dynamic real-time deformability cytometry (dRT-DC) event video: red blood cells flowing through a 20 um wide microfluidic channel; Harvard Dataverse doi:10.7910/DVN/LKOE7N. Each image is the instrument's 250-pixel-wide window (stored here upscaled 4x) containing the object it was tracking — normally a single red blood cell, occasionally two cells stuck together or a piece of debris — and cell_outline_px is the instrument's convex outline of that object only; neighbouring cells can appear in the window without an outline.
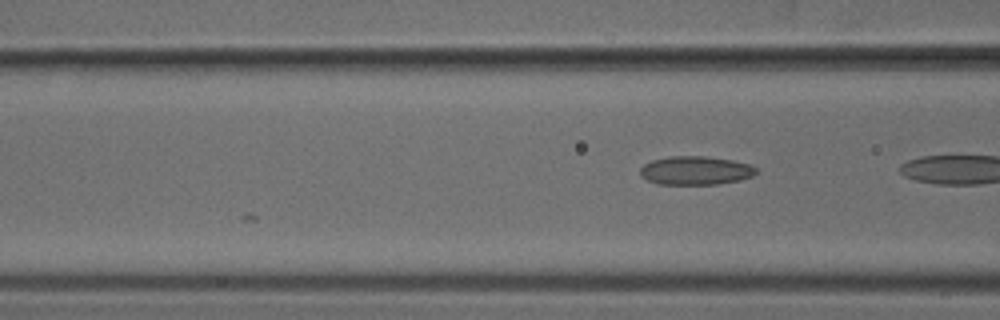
{"species": "common noctule bat (a hibernating species)", "species_latin": "Nyctalus noctula", "temperature_condition": "cold", "stored_images_in_passage": 18, "camera_frame_rate_fps": 3000, "um_per_image_px": 0.085, "animal": {"sex": "male", "body_mass_g": 18.8}, "frame": {"image": 1, "passage_image": 18, "time_ms": 5.667, "image_size_px": [1000, 320], "cell_outline_px": [[756, 172], [752, 176], [740, 180], [716, 184], [656, 184], [640, 176], [640, 168], [644, 164], [652, 160], [668, 156], [704, 156], [732, 160], [752, 164], [756, 168]], "centroid_in_image_um": [59.11, 14.49], "position_along_channel_um": 107.5, "area_um2": 19.42}}